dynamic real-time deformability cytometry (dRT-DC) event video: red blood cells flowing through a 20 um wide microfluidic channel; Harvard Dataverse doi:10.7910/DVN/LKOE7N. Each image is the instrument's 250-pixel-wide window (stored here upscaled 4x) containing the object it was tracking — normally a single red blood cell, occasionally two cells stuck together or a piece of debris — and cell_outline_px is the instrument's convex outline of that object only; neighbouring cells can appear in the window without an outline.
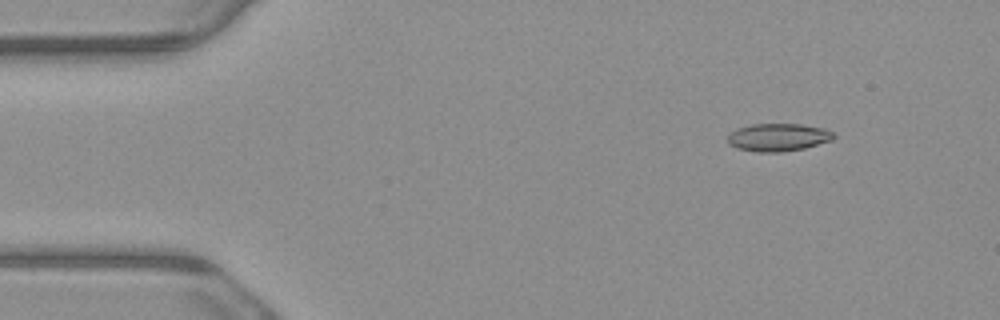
{"species": "common noctule bat (a hibernating species)", "species_latin": "Nyctalus noctula", "temperature_condition": "warm", "stored_images_in_passage": 5, "camera_frame_rate_fps": 3000, "um_per_image_px": 0.085, "animal": {"sex": "male", "body_mass_g": 23.1, "forearm_length_mm": 52.7}, "frame": {"image": 1, "passage_image": 1, "time_ms": 0.0, "image_size_px": [1000, 320], "cell_outline_px": [[836, 136], [832, 140], [804, 148], [780, 152], [756, 152], [736, 148], [728, 144], [728, 136], [736, 128], [752, 124], [800, 124], [824, 128], [832, 132]], "centroid_in_image_um": [66.13, 11.67], "position_along_channel_um": 18.9, "area_um2": 17.17}}
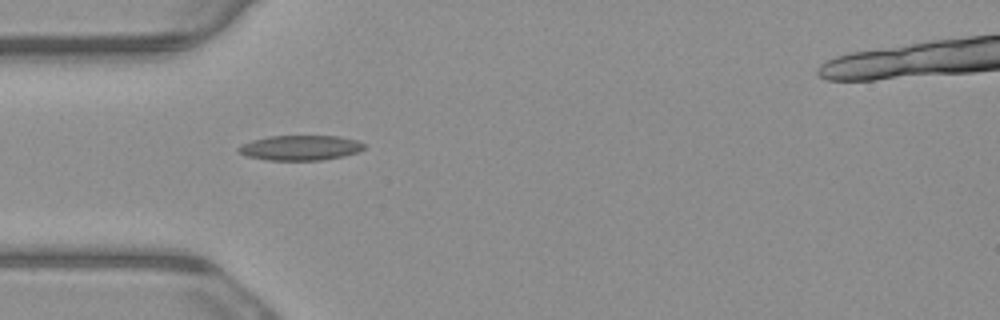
{"frame": {"image": 2, "passage_image": 4, "time_ms": 1.0, "image_size_px": [1000, 320], "cell_outline_px": [[364, 148], [356, 152], [344, 156], [320, 160], [268, 160], [248, 156], [240, 152], [236, 148], [240, 144], [252, 140], [268, 136], [340, 136], [356, 140], [364, 144]], "centroid_in_image_um": [25.5, 12.55], "position_along_channel_um": 59.5, "area_um2": 18.21}}